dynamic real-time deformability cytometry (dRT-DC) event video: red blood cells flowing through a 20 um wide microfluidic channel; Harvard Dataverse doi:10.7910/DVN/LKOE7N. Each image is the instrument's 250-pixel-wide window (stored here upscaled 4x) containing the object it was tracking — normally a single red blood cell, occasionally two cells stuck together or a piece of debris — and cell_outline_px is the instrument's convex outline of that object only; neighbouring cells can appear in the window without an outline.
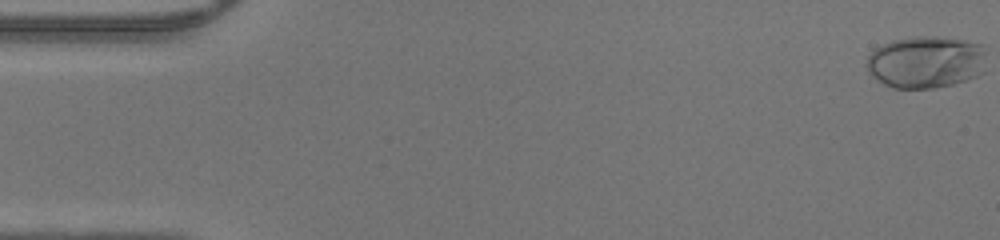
{"species": "human", "species_latin": "Homo sapiens", "temperature_condition": "warm", "stored_images_in_passage": 48, "camera_frame_rate_fps": 3000, "um_per_image_px": 0.085, "donor": {"sex": "male"}, "frame": {"image": 1, "passage_image": 1, "time_ms": 0.0, "image_size_px": [1000, 240], "cell_outline_px": [[984, 72], [976, 76], [952, 84], [932, 88], [892, 88], [884, 84], [872, 76], [868, 72], [868, 56], [876, 48], [892, 40], [916, 36], [932, 36], [964, 40], [984, 44]], "centroid_in_image_um": [78.71, 5.27], "position_along_channel_um": 6.3, "area_um2": 36.36}}
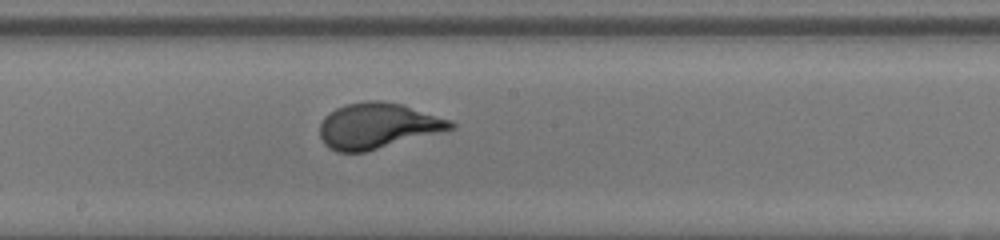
{"frame": {"image": 2, "passage_image": 26, "time_ms": 8.333, "image_size_px": [1000, 240], "cell_outline_px": [[456, 128], [364, 152], [336, 152], [328, 148], [324, 144], [320, 136], [320, 124], [324, 116], [328, 112], [344, 104], [368, 100], [380, 100], [404, 104], [452, 120], [456, 124]], "centroid_in_image_um": [32.09, 10.68], "position_along_channel_um": 216.1, "area_um2": 35.08}}
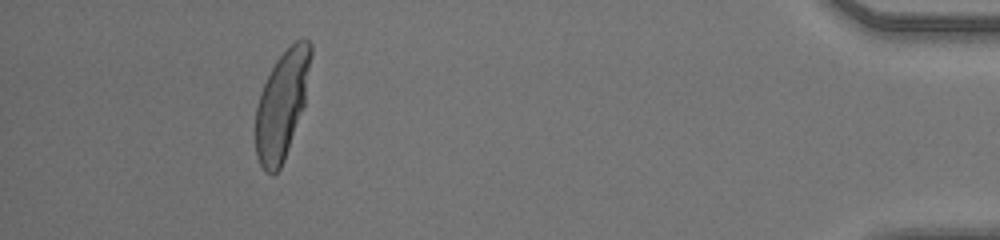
{"frame": {"image": 3, "passage_image": 44, "time_ms": 14.333, "image_size_px": [1000, 240], "cell_outline_px": [[312, 52], [304, 104], [284, 160], [280, 168], [272, 176], [260, 164], [256, 156], [256, 104], [260, 92], [276, 60], [296, 40], [308, 40], [312, 44]], "centroid_in_image_um": [23.95, 8.9], "position_along_channel_um": 411.2, "area_um2": 34.1}}